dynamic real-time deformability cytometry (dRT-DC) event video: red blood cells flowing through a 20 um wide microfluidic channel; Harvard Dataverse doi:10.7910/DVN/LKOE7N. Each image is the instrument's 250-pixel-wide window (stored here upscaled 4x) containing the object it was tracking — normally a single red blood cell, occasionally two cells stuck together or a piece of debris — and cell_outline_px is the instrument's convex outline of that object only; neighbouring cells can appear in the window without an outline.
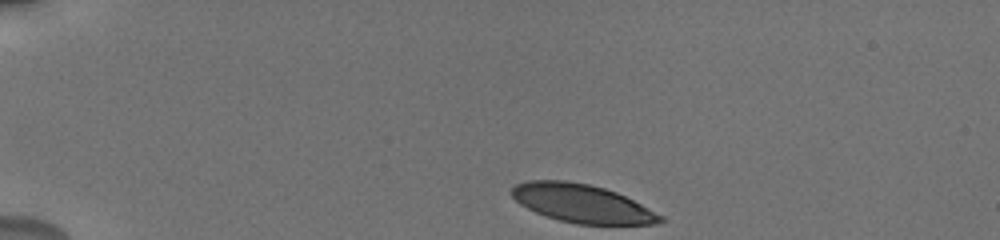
{"species": "human", "species_latin": "Homo sapiens", "temperature_condition": "cold", "stored_images_in_passage": 18, "camera_frame_rate_fps": 3000, "um_per_image_px": 0.085, "donor": {"sex": "male"}, "frame": {"image": 1, "passage_image": 1, "time_ms": 0.0, "image_size_px": [1000, 240], "cell_outline_px": [[664, 220], [652, 224], [576, 224], [560, 220], [536, 212], [520, 204], [512, 196], [512, 188], [516, 184], [528, 180], [564, 180], [588, 184], [604, 188], [616, 192], [664, 216]], "centroid_in_image_um": [49.46, 17.29], "position_along_channel_um": 35.5, "area_um2": 32.71}}
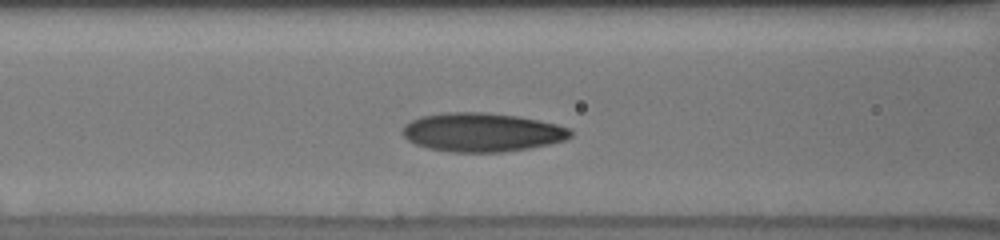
{"frame": {"image": 2, "passage_image": 9, "time_ms": 4.333, "image_size_px": [1000, 240], "cell_outline_px": [[572, 136], [564, 140], [548, 144], [528, 148], [504, 152], [452, 152], [428, 148], [416, 144], [408, 140], [404, 136], [404, 124], [420, 116], [444, 112], [484, 112], [516, 116], [556, 124], [572, 128]], "centroid_in_image_um": [40.97, 11.24], "position_along_channel_um": 125.6, "area_um2": 37.86}}
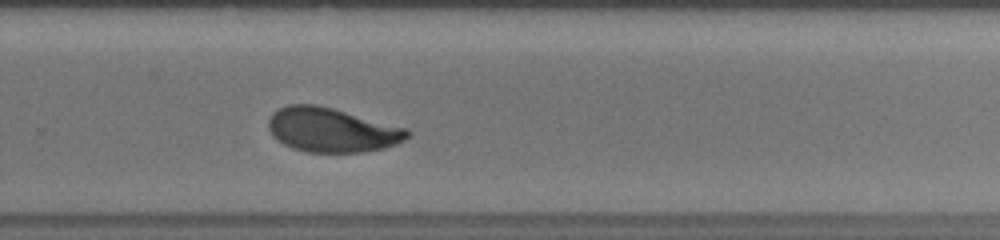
{"frame": {"image": 3, "passage_image": 18, "time_ms": 9.0, "image_size_px": [1000, 240], "cell_outline_px": [[412, 132], [404, 140], [396, 144], [384, 148], [360, 152], [308, 152], [292, 148], [276, 140], [272, 136], [268, 128], [268, 120], [272, 112], [288, 104], [316, 104], [332, 108], [408, 128]], "centroid_in_image_um": [28.18, 11.04], "position_along_channel_um": 301.6, "area_um2": 35.95}}